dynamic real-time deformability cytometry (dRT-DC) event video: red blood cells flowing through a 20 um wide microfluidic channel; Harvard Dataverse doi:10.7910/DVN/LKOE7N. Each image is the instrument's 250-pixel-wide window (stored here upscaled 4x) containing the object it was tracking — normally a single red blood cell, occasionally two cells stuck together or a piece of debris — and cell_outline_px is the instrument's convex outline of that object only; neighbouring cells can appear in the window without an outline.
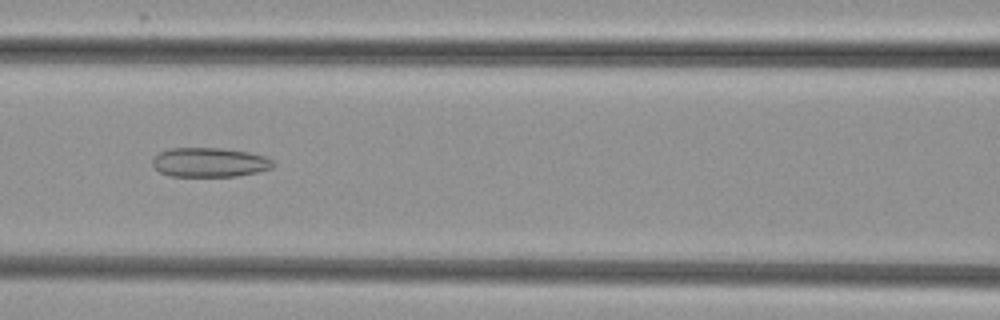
{"species": "common noctule bat (a hibernating species)", "species_latin": "Nyctalus noctula", "temperature_condition": "cold", "stored_images_in_passage": 42, "camera_frame_rate_fps": 3000, "um_per_image_px": 0.085, "animal": {"sex": "female", "body_mass_g": 29.2, "forearm_length_mm": 56.3}, "frame": {"image": 1, "passage_image": 17, "time_ms": 5.333, "image_size_px": [1000, 320], "cell_outline_px": [[276, 164], [272, 168], [256, 172], [236, 176], [172, 176], [160, 172], [152, 164], [152, 160], [160, 152], [172, 148], [220, 148], [248, 152], [264, 156], [272, 160]], "centroid_in_image_um": [17.83, 13.8], "position_along_channel_um": 148.8, "area_um2": 20.46}}
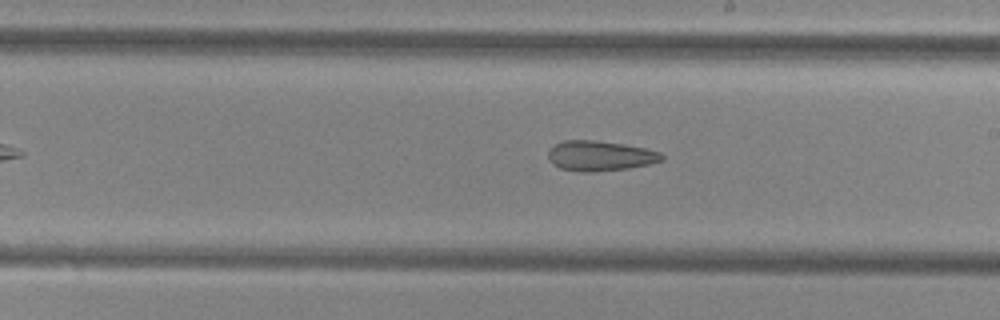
{"frame": {"image": 2, "passage_image": 24, "time_ms": 7.667, "image_size_px": [1000, 320], "cell_outline_px": [[664, 160], [648, 164], [628, 168], [592, 172], [580, 172], [560, 168], [552, 164], [548, 160], [548, 148], [564, 140], [596, 140], [624, 144], [644, 148], [660, 152], [664, 156]], "centroid_in_image_um": [50.97, 13.24], "position_along_channel_um": 238.0, "area_um2": 20.06}}
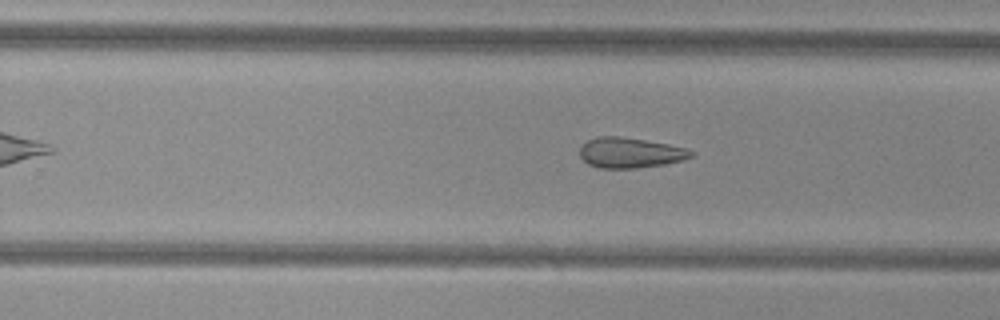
{"frame": {"image": 3, "passage_image": 27, "time_ms": 8.667, "image_size_px": [1000, 320], "cell_outline_px": [[696, 152], [692, 156], [684, 160], [664, 164], [636, 168], [600, 168], [588, 164], [580, 156], [580, 148], [588, 140], [596, 136], [616, 136], [644, 140], [668, 144], [688, 148]], "centroid_in_image_um": [53.59, 12.98], "position_along_channel_um": 276.2, "area_um2": 19.65}}